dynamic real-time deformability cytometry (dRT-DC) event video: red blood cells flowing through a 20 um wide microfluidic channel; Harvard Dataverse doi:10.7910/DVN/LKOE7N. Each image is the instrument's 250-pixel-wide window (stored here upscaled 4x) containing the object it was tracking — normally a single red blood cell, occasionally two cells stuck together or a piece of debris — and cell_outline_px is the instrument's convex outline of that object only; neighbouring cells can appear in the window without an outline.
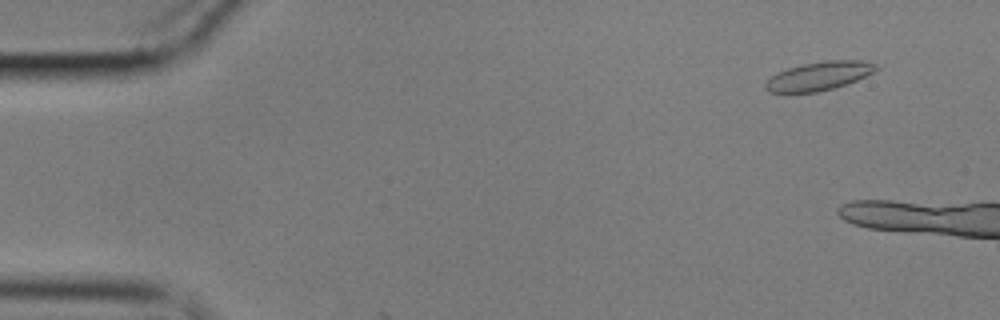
{"species": "common noctule bat (a hibernating species)", "species_latin": "Nyctalus noctula", "temperature_condition": "cold", "stored_images_in_passage": 7, "camera_frame_rate_fps": 3000, "um_per_image_px": 0.085, "animal": {"sex": "male", "body_mass_g": 17.9}, "frame": {"image": 1, "passage_image": 5, "time_ms": 1.333, "image_size_px": [1000, 320], "cell_outline_px": [[880, 68], [856, 80], [832, 88], [816, 92], [768, 92], [764, 88], [764, 84], [772, 76], [788, 68], [804, 64], [828, 60], [860, 60], [876, 64]], "centroid_in_image_um": [69.61, 6.45], "position_along_channel_um": 15.4, "area_um2": 18.03}}